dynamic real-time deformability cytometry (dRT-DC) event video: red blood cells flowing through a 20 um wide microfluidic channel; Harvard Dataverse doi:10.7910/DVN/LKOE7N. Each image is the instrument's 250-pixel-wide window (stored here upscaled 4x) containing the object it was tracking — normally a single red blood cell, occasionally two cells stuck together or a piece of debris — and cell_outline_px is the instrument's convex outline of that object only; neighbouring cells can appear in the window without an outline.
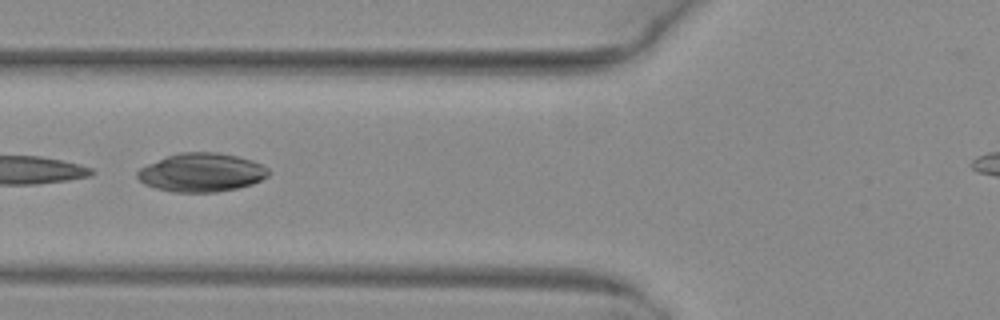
{"species": "common noctule bat (a hibernating species)", "species_latin": "Nyctalus noctula", "temperature_condition": "warm", "stored_images_in_passage": 4, "camera_frame_rate_fps": 3000, "um_per_image_px": 0.085, "animal": {"sex": "female", "body_mass_g": 29.2, "forearm_length_mm": 56.3}, "frame": {"image": 1, "passage_image": 4, "time_ms": 1.0, "image_size_px": [1000, 320], "cell_outline_px": [[272, 172], [268, 176], [252, 184], [236, 188], [216, 192], [172, 192], [156, 188], [144, 184], [136, 176], [136, 172], [140, 168], [148, 164], [168, 156], [180, 152], [216, 152], [236, 156], [252, 160], [268, 168]], "centroid_in_image_um": [17.13, 14.66], "position_along_channel_um": 108.7, "area_um2": 29.42}}